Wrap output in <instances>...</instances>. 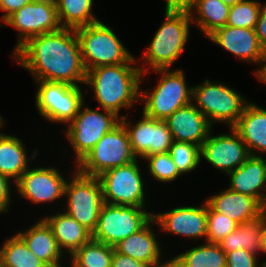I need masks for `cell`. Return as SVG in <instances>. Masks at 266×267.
Segmentation results:
<instances>
[{
    "label": "cell",
    "instance_id": "6",
    "mask_svg": "<svg viewBox=\"0 0 266 267\" xmlns=\"http://www.w3.org/2000/svg\"><path fill=\"white\" fill-rule=\"evenodd\" d=\"M168 69H156L162 73L160 81L151 93H140L139 99L145 101L143 114L149 118L165 121L177 109L192 100L193 88H187L182 70L168 72Z\"/></svg>",
    "mask_w": 266,
    "mask_h": 267
},
{
    "label": "cell",
    "instance_id": "45",
    "mask_svg": "<svg viewBox=\"0 0 266 267\" xmlns=\"http://www.w3.org/2000/svg\"><path fill=\"white\" fill-rule=\"evenodd\" d=\"M174 267H193L188 265L179 255L170 259Z\"/></svg>",
    "mask_w": 266,
    "mask_h": 267
},
{
    "label": "cell",
    "instance_id": "32",
    "mask_svg": "<svg viewBox=\"0 0 266 267\" xmlns=\"http://www.w3.org/2000/svg\"><path fill=\"white\" fill-rule=\"evenodd\" d=\"M193 267H226V253L218 243H209L193 247L179 255Z\"/></svg>",
    "mask_w": 266,
    "mask_h": 267
},
{
    "label": "cell",
    "instance_id": "50",
    "mask_svg": "<svg viewBox=\"0 0 266 267\" xmlns=\"http://www.w3.org/2000/svg\"><path fill=\"white\" fill-rule=\"evenodd\" d=\"M262 267H266V261L262 263Z\"/></svg>",
    "mask_w": 266,
    "mask_h": 267
},
{
    "label": "cell",
    "instance_id": "46",
    "mask_svg": "<svg viewBox=\"0 0 266 267\" xmlns=\"http://www.w3.org/2000/svg\"><path fill=\"white\" fill-rule=\"evenodd\" d=\"M35 2H40V3H46V4H52L54 6H57L59 0H32Z\"/></svg>",
    "mask_w": 266,
    "mask_h": 267
},
{
    "label": "cell",
    "instance_id": "4",
    "mask_svg": "<svg viewBox=\"0 0 266 267\" xmlns=\"http://www.w3.org/2000/svg\"><path fill=\"white\" fill-rule=\"evenodd\" d=\"M86 72L92 68L127 63L133 56L101 21L75 29Z\"/></svg>",
    "mask_w": 266,
    "mask_h": 267
},
{
    "label": "cell",
    "instance_id": "38",
    "mask_svg": "<svg viewBox=\"0 0 266 267\" xmlns=\"http://www.w3.org/2000/svg\"><path fill=\"white\" fill-rule=\"evenodd\" d=\"M111 267H149V266L139 260H135L130 256L120 254L114 250Z\"/></svg>",
    "mask_w": 266,
    "mask_h": 267
},
{
    "label": "cell",
    "instance_id": "27",
    "mask_svg": "<svg viewBox=\"0 0 266 267\" xmlns=\"http://www.w3.org/2000/svg\"><path fill=\"white\" fill-rule=\"evenodd\" d=\"M263 227V215L253 221L243 223L232 231L218 244L225 252H233L235 250H246L254 255L261 251V230Z\"/></svg>",
    "mask_w": 266,
    "mask_h": 267
},
{
    "label": "cell",
    "instance_id": "8",
    "mask_svg": "<svg viewBox=\"0 0 266 267\" xmlns=\"http://www.w3.org/2000/svg\"><path fill=\"white\" fill-rule=\"evenodd\" d=\"M193 88L192 99L210 124L224 122L232 128L243 113L247 101L240 94L223 84H213L208 79ZM212 122V123H211Z\"/></svg>",
    "mask_w": 266,
    "mask_h": 267
},
{
    "label": "cell",
    "instance_id": "18",
    "mask_svg": "<svg viewBox=\"0 0 266 267\" xmlns=\"http://www.w3.org/2000/svg\"><path fill=\"white\" fill-rule=\"evenodd\" d=\"M153 218L163 231L196 239L203 236L207 238V202L201 207L174 208L162 214H154Z\"/></svg>",
    "mask_w": 266,
    "mask_h": 267
},
{
    "label": "cell",
    "instance_id": "40",
    "mask_svg": "<svg viewBox=\"0 0 266 267\" xmlns=\"http://www.w3.org/2000/svg\"><path fill=\"white\" fill-rule=\"evenodd\" d=\"M32 0H0V10L6 13L1 20L5 21L11 14L21 9Z\"/></svg>",
    "mask_w": 266,
    "mask_h": 267
},
{
    "label": "cell",
    "instance_id": "31",
    "mask_svg": "<svg viewBox=\"0 0 266 267\" xmlns=\"http://www.w3.org/2000/svg\"><path fill=\"white\" fill-rule=\"evenodd\" d=\"M114 247L91 239L72 255V267H111Z\"/></svg>",
    "mask_w": 266,
    "mask_h": 267
},
{
    "label": "cell",
    "instance_id": "20",
    "mask_svg": "<svg viewBox=\"0 0 266 267\" xmlns=\"http://www.w3.org/2000/svg\"><path fill=\"white\" fill-rule=\"evenodd\" d=\"M216 212L230 218L239 225L260 218L266 208L249 195L223 190L206 201Z\"/></svg>",
    "mask_w": 266,
    "mask_h": 267
},
{
    "label": "cell",
    "instance_id": "29",
    "mask_svg": "<svg viewBox=\"0 0 266 267\" xmlns=\"http://www.w3.org/2000/svg\"><path fill=\"white\" fill-rule=\"evenodd\" d=\"M93 0H59L56 9L61 28L77 29L99 22L91 13Z\"/></svg>",
    "mask_w": 266,
    "mask_h": 267
},
{
    "label": "cell",
    "instance_id": "15",
    "mask_svg": "<svg viewBox=\"0 0 266 267\" xmlns=\"http://www.w3.org/2000/svg\"><path fill=\"white\" fill-rule=\"evenodd\" d=\"M230 129L231 135H208L201 146V157L227 174L241 166L250 156L242 138L233 128Z\"/></svg>",
    "mask_w": 266,
    "mask_h": 267
},
{
    "label": "cell",
    "instance_id": "9",
    "mask_svg": "<svg viewBox=\"0 0 266 267\" xmlns=\"http://www.w3.org/2000/svg\"><path fill=\"white\" fill-rule=\"evenodd\" d=\"M144 208L104 203L92 239L114 247L153 217V213L144 211Z\"/></svg>",
    "mask_w": 266,
    "mask_h": 267
},
{
    "label": "cell",
    "instance_id": "5",
    "mask_svg": "<svg viewBox=\"0 0 266 267\" xmlns=\"http://www.w3.org/2000/svg\"><path fill=\"white\" fill-rule=\"evenodd\" d=\"M135 160L137 157L132 151L128 133L120 122L77 164L76 171L86 176L98 177L107 170L130 164Z\"/></svg>",
    "mask_w": 266,
    "mask_h": 267
},
{
    "label": "cell",
    "instance_id": "39",
    "mask_svg": "<svg viewBox=\"0 0 266 267\" xmlns=\"http://www.w3.org/2000/svg\"><path fill=\"white\" fill-rule=\"evenodd\" d=\"M9 178L0 173V213L8 212L10 199Z\"/></svg>",
    "mask_w": 266,
    "mask_h": 267
},
{
    "label": "cell",
    "instance_id": "7",
    "mask_svg": "<svg viewBox=\"0 0 266 267\" xmlns=\"http://www.w3.org/2000/svg\"><path fill=\"white\" fill-rule=\"evenodd\" d=\"M76 172L72 181L65 184L64 195L68 198L65 213L93 234L104 204L102 186L98 177Z\"/></svg>",
    "mask_w": 266,
    "mask_h": 267
},
{
    "label": "cell",
    "instance_id": "25",
    "mask_svg": "<svg viewBox=\"0 0 266 267\" xmlns=\"http://www.w3.org/2000/svg\"><path fill=\"white\" fill-rule=\"evenodd\" d=\"M43 220L51 228L60 249H68L70 255L92 239V233L66 213Z\"/></svg>",
    "mask_w": 266,
    "mask_h": 267
},
{
    "label": "cell",
    "instance_id": "34",
    "mask_svg": "<svg viewBox=\"0 0 266 267\" xmlns=\"http://www.w3.org/2000/svg\"><path fill=\"white\" fill-rule=\"evenodd\" d=\"M169 153L180 174L194 170L201 160V147L189 142L173 141Z\"/></svg>",
    "mask_w": 266,
    "mask_h": 267
},
{
    "label": "cell",
    "instance_id": "13",
    "mask_svg": "<svg viewBox=\"0 0 266 267\" xmlns=\"http://www.w3.org/2000/svg\"><path fill=\"white\" fill-rule=\"evenodd\" d=\"M4 22L19 30L20 39L14 52L29 39L61 28L56 6L35 1L11 14Z\"/></svg>",
    "mask_w": 266,
    "mask_h": 267
},
{
    "label": "cell",
    "instance_id": "44",
    "mask_svg": "<svg viewBox=\"0 0 266 267\" xmlns=\"http://www.w3.org/2000/svg\"><path fill=\"white\" fill-rule=\"evenodd\" d=\"M261 251L266 252V212L263 214V227L261 230Z\"/></svg>",
    "mask_w": 266,
    "mask_h": 267
},
{
    "label": "cell",
    "instance_id": "10",
    "mask_svg": "<svg viewBox=\"0 0 266 267\" xmlns=\"http://www.w3.org/2000/svg\"><path fill=\"white\" fill-rule=\"evenodd\" d=\"M68 124L67 138L76 153L77 164L90 152L98 141L120 122V116L104 110L105 113L85 107Z\"/></svg>",
    "mask_w": 266,
    "mask_h": 267
},
{
    "label": "cell",
    "instance_id": "41",
    "mask_svg": "<svg viewBox=\"0 0 266 267\" xmlns=\"http://www.w3.org/2000/svg\"><path fill=\"white\" fill-rule=\"evenodd\" d=\"M255 31L259 39L260 45L266 51V3L262 7V10L260 12Z\"/></svg>",
    "mask_w": 266,
    "mask_h": 267
},
{
    "label": "cell",
    "instance_id": "16",
    "mask_svg": "<svg viewBox=\"0 0 266 267\" xmlns=\"http://www.w3.org/2000/svg\"><path fill=\"white\" fill-rule=\"evenodd\" d=\"M18 192L34 203L54 201L64 195L65 180L54 168H28L15 182Z\"/></svg>",
    "mask_w": 266,
    "mask_h": 267
},
{
    "label": "cell",
    "instance_id": "24",
    "mask_svg": "<svg viewBox=\"0 0 266 267\" xmlns=\"http://www.w3.org/2000/svg\"><path fill=\"white\" fill-rule=\"evenodd\" d=\"M17 234L22 238L29 250L48 267H61L59 262L60 257L63 256L62 250L51 228L43 219L26 232Z\"/></svg>",
    "mask_w": 266,
    "mask_h": 267
},
{
    "label": "cell",
    "instance_id": "36",
    "mask_svg": "<svg viewBox=\"0 0 266 267\" xmlns=\"http://www.w3.org/2000/svg\"><path fill=\"white\" fill-rule=\"evenodd\" d=\"M149 161L150 174L160 182H170L176 179L180 173L169 152L146 156Z\"/></svg>",
    "mask_w": 266,
    "mask_h": 267
},
{
    "label": "cell",
    "instance_id": "49",
    "mask_svg": "<svg viewBox=\"0 0 266 267\" xmlns=\"http://www.w3.org/2000/svg\"><path fill=\"white\" fill-rule=\"evenodd\" d=\"M3 123V119H2V117L0 116V128L2 127V125H4V124H2Z\"/></svg>",
    "mask_w": 266,
    "mask_h": 267
},
{
    "label": "cell",
    "instance_id": "47",
    "mask_svg": "<svg viewBox=\"0 0 266 267\" xmlns=\"http://www.w3.org/2000/svg\"><path fill=\"white\" fill-rule=\"evenodd\" d=\"M220 1L231 7L236 3L242 2L243 0H220Z\"/></svg>",
    "mask_w": 266,
    "mask_h": 267
},
{
    "label": "cell",
    "instance_id": "48",
    "mask_svg": "<svg viewBox=\"0 0 266 267\" xmlns=\"http://www.w3.org/2000/svg\"><path fill=\"white\" fill-rule=\"evenodd\" d=\"M149 267H174L172 262L169 260L167 261V263H164V264H158V265H155V266H149Z\"/></svg>",
    "mask_w": 266,
    "mask_h": 267
},
{
    "label": "cell",
    "instance_id": "43",
    "mask_svg": "<svg viewBox=\"0 0 266 267\" xmlns=\"http://www.w3.org/2000/svg\"><path fill=\"white\" fill-rule=\"evenodd\" d=\"M266 62V51L264 52V55L262 56L260 62L261 64L263 62ZM255 74L258 76V78L262 81L266 83V63H264V66H262L260 69H258Z\"/></svg>",
    "mask_w": 266,
    "mask_h": 267
},
{
    "label": "cell",
    "instance_id": "17",
    "mask_svg": "<svg viewBox=\"0 0 266 267\" xmlns=\"http://www.w3.org/2000/svg\"><path fill=\"white\" fill-rule=\"evenodd\" d=\"M192 102L177 109L165 122L173 141L189 142L199 147L208 138L212 125Z\"/></svg>",
    "mask_w": 266,
    "mask_h": 267
},
{
    "label": "cell",
    "instance_id": "3",
    "mask_svg": "<svg viewBox=\"0 0 266 267\" xmlns=\"http://www.w3.org/2000/svg\"><path fill=\"white\" fill-rule=\"evenodd\" d=\"M165 21L155 33L146 52L145 62L151 68L169 69L184 51L193 15L189 10H165Z\"/></svg>",
    "mask_w": 266,
    "mask_h": 267
},
{
    "label": "cell",
    "instance_id": "26",
    "mask_svg": "<svg viewBox=\"0 0 266 267\" xmlns=\"http://www.w3.org/2000/svg\"><path fill=\"white\" fill-rule=\"evenodd\" d=\"M28 168V157L21 140L0 133V173L17 182Z\"/></svg>",
    "mask_w": 266,
    "mask_h": 267
},
{
    "label": "cell",
    "instance_id": "2",
    "mask_svg": "<svg viewBox=\"0 0 266 267\" xmlns=\"http://www.w3.org/2000/svg\"><path fill=\"white\" fill-rule=\"evenodd\" d=\"M136 60L132 57L125 64L95 67L87 71L85 83L91 85L95 100L104 110L119 116L122 107L130 108L139 101L142 74L148 70L132 67Z\"/></svg>",
    "mask_w": 266,
    "mask_h": 267
},
{
    "label": "cell",
    "instance_id": "21",
    "mask_svg": "<svg viewBox=\"0 0 266 267\" xmlns=\"http://www.w3.org/2000/svg\"><path fill=\"white\" fill-rule=\"evenodd\" d=\"M228 175L230 190L256 198L266 208V195L262 193L266 187V161L261 156L250 155Z\"/></svg>",
    "mask_w": 266,
    "mask_h": 267
},
{
    "label": "cell",
    "instance_id": "12",
    "mask_svg": "<svg viewBox=\"0 0 266 267\" xmlns=\"http://www.w3.org/2000/svg\"><path fill=\"white\" fill-rule=\"evenodd\" d=\"M37 83L40 84L35 103L42 117L52 122H71L83 104L81 88L44 80Z\"/></svg>",
    "mask_w": 266,
    "mask_h": 267
},
{
    "label": "cell",
    "instance_id": "28",
    "mask_svg": "<svg viewBox=\"0 0 266 267\" xmlns=\"http://www.w3.org/2000/svg\"><path fill=\"white\" fill-rule=\"evenodd\" d=\"M193 9L197 10L198 15L193 22H196L208 37L215 30L226 25L230 6L220 0H195L194 5L189 10L191 15H194Z\"/></svg>",
    "mask_w": 266,
    "mask_h": 267
},
{
    "label": "cell",
    "instance_id": "33",
    "mask_svg": "<svg viewBox=\"0 0 266 267\" xmlns=\"http://www.w3.org/2000/svg\"><path fill=\"white\" fill-rule=\"evenodd\" d=\"M257 1L243 0L230 7L227 26L236 28L255 29L262 10Z\"/></svg>",
    "mask_w": 266,
    "mask_h": 267
},
{
    "label": "cell",
    "instance_id": "37",
    "mask_svg": "<svg viewBox=\"0 0 266 267\" xmlns=\"http://www.w3.org/2000/svg\"><path fill=\"white\" fill-rule=\"evenodd\" d=\"M256 255L246 250L226 253V267H258Z\"/></svg>",
    "mask_w": 266,
    "mask_h": 267
},
{
    "label": "cell",
    "instance_id": "23",
    "mask_svg": "<svg viewBox=\"0 0 266 267\" xmlns=\"http://www.w3.org/2000/svg\"><path fill=\"white\" fill-rule=\"evenodd\" d=\"M156 222L152 217L140 230L114 246L116 252L139 260L148 266L160 264V249L149 224Z\"/></svg>",
    "mask_w": 266,
    "mask_h": 267
},
{
    "label": "cell",
    "instance_id": "22",
    "mask_svg": "<svg viewBox=\"0 0 266 267\" xmlns=\"http://www.w3.org/2000/svg\"><path fill=\"white\" fill-rule=\"evenodd\" d=\"M244 141L250 155L252 150L266 152V110L247 103L237 123L232 127Z\"/></svg>",
    "mask_w": 266,
    "mask_h": 267
},
{
    "label": "cell",
    "instance_id": "1",
    "mask_svg": "<svg viewBox=\"0 0 266 267\" xmlns=\"http://www.w3.org/2000/svg\"><path fill=\"white\" fill-rule=\"evenodd\" d=\"M14 58L36 78V81L66 83L78 86L85 83L86 70L74 29L37 35L29 39L14 54Z\"/></svg>",
    "mask_w": 266,
    "mask_h": 267
},
{
    "label": "cell",
    "instance_id": "14",
    "mask_svg": "<svg viewBox=\"0 0 266 267\" xmlns=\"http://www.w3.org/2000/svg\"><path fill=\"white\" fill-rule=\"evenodd\" d=\"M127 115L121 122L126 128L134 155L137 157L169 152L173 138L167 123L162 120L152 119L143 114L136 125L127 123ZM132 127V129H130Z\"/></svg>",
    "mask_w": 266,
    "mask_h": 267
},
{
    "label": "cell",
    "instance_id": "42",
    "mask_svg": "<svg viewBox=\"0 0 266 267\" xmlns=\"http://www.w3.org/2000/svg\"><path fill=\"white\" fill-rule=\"evenodd\" d=\"M166 10H190L195 0H166Z\"/></svg>",
    "mask_w": 266,
    "mask_h": 267
},
{
    "label": "cell",
    "instance_id": "19",
    "mask_svg": "<svg viewBox=\"0 0 266 267\" xmlns=\"http://www.w3.org/2000/svg\"><path fill=\"white\" fill-rule=\"evenodd\" d=\"M214 43L242 60L260 63L265 50L260 45L255 29L225 25L208 36Z\"/></svg>",
    "mask_w": 266,
    "mask_h": 267
},
{
    "label": "cell",
    "instance_id": "11",
    "mask_svg": "<svg viewBox=\"0 0 266 267\" xmlns=\"http://www.w3.org/2000/svg\"><path fill=\"white\" fill-rule=\"evenodd\" d=\"M137 160L112 168L98 176L104 203L144 207L143 182Z\"/></svg>",
    "mask_w": 266,
    "mask_h": 267
},
{
    "label": "cell",
    "instance_id": "30",
    "mask_svg": "<svg viewBox=\"0 0 266 267\" xmlns=\"http://www.w3.org/2000/svg\"><path fill=\"white\" fill-rule=\"evenodd\" d=\"M0 267H47V265L34 255L16 234L4 242L0 249Z\"/></svg>",
    "mask_w": 266,
    "mask_h": 267
},
{
    "label": "cell",
    "instance_id": "35",
    "mask_svg": "<svg viewBox=\"0 0 266 267\" xmlns=\"http://www.w3.org/2000/svg\"><path fill=\"white\" fill-rule=\"evenodd\" d=\"M238 223L230 218L216 212L207 203V241L209 243H219L232 231L236 230Z\"/></svg>",
    "mask_w": 266,
    "mask_h": 267
}]
</instances>
